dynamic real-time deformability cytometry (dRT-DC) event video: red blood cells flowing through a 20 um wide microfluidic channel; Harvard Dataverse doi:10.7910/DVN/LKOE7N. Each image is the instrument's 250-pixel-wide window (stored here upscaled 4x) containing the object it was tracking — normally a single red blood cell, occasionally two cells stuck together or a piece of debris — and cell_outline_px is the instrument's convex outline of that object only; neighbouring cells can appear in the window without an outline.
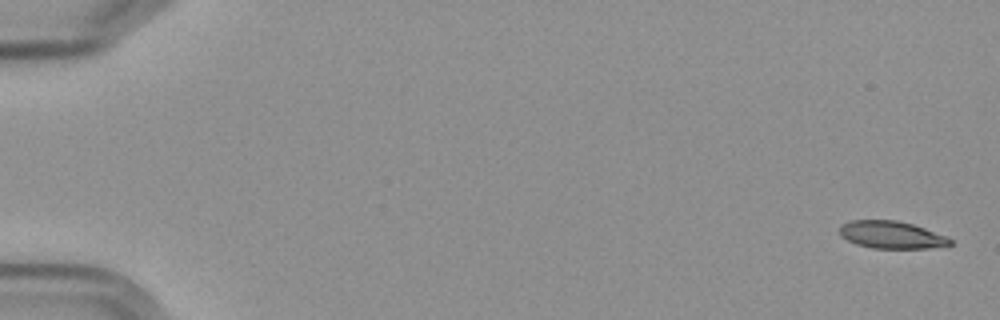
{"species": "Egyptian fruit bat (a non-hibernating species)", "species_latin": "Rousettus aegyptiacus", "temperature_condition": "cold", "stored_images_in_passage": 7, "camera_frame_rate_fps": 3000, "um_per_image_px": 0.085, "frame": {"image": 1, "passage_image": 1, "time_ms": 0.0, "image_size_px": [1000, 320], "cell_outline_px": [[952, 244], [928, 248], [872, 248], [856, 244], [840, 236], [840, 224], [852, 220], [896, 220], [912, 224], [924, 228], [944, 236], [952, 240]], "centroid_in_image_um": [75.72, 19.95], "position_along_channel_um": 9.3, "area_um2": 17.46}}
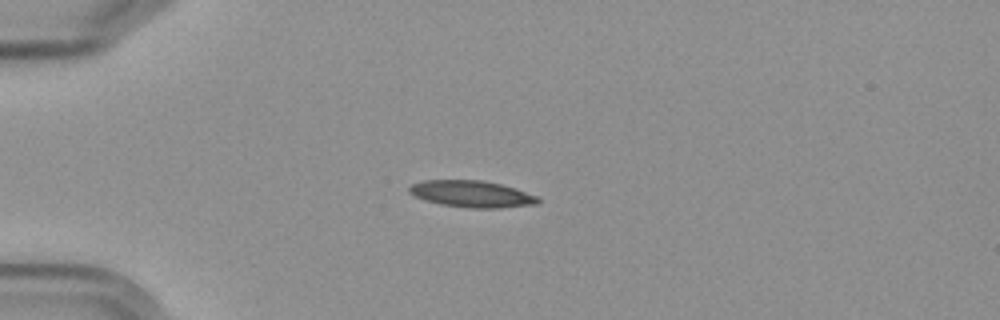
{"frame": {"image": 2, "passage_image": 5, "time_ms": 4.667, "image_size_px": [1000, 320], "cell_outline_px": [[540, 204], [500, 208], [468, 208], [440, 204], [424, 200], [408, 192], [408, 188], [412, 184], [424, 180], [480, 180], [500, 184], [516, 188], [540, 196]], "centroid_in_image_um": [40.15, 16.49], "position_along_channel_um": 44.8, "area_um2": 20.23}}
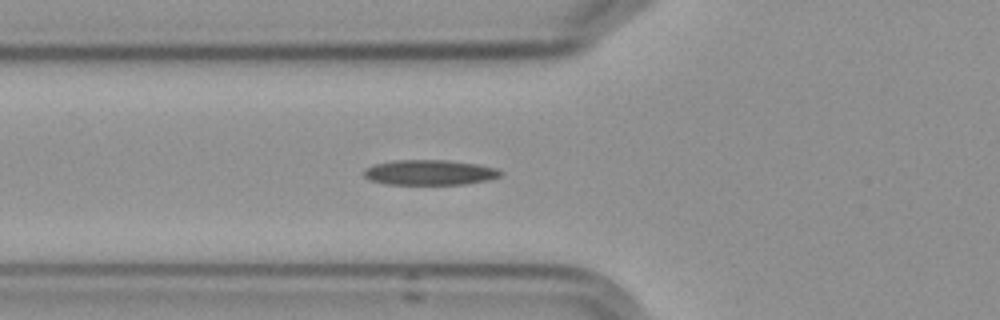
{"frame": {"image": 3, "passage_image": 7, "time_ms": 6.667, "image_size_px": [1000, 320], "cell_outline_px": [[504, 172], [500, 176], [484, 180], [464, 184], [388, 184], [368, 180], [364, 176], [364, 168], [376, 164], [392, 160], [448, 160], [476, 164], [496, 168]], "centroid_in_image_um": [36.48, 14.65], "position_along_channel_um": 89.3, "area_um2": 19.94}}